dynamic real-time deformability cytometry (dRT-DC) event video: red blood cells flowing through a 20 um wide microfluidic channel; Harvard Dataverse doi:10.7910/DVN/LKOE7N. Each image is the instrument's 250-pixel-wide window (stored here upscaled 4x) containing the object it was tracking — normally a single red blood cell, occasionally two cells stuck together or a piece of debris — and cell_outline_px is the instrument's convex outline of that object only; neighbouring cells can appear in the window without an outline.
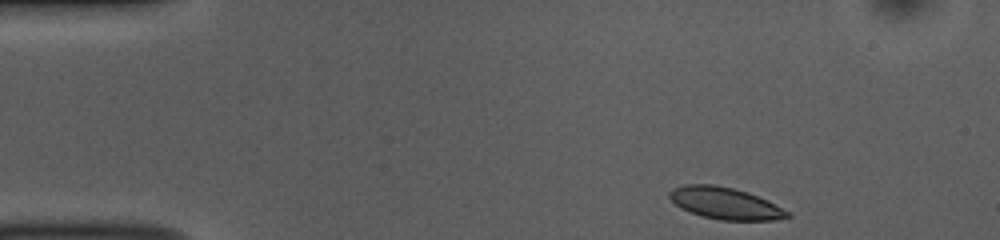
{"species": "common noctule bat (a hibernating species)", "species_latin": "Nyctalus noctula", "temperature_condition": "room temperature", "stored_images_in_passage": 47, "camera_frame_rate_fps": 3000, "um_per_image_px": 0.085, "animal": {"sex": "female", "body_mass_g": 10.0, "forearm_length_mm": 53.1}, "frame": {"image": 1, "passage_image": 1, "time_ms": 0.0, "image_size_px": [1000, 240], "cell_outline_px": [[792, 216], [772, 220], [720, 220], [700, 216], [680, 208], [668, 196], [668, 192], [672, 188], [684, 184], [712, 184], [732, 188], [748, 192], [768, 200], [788, 212]], "centroid_in_image_um": [61.59, 17.27], "position_along_channel_um": 23.4, "area_um2": 21.85}}
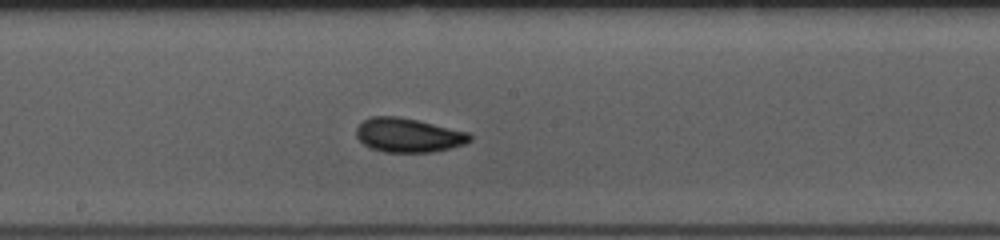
{"frame": {"image": 2, "passage_image": 22, "time_ms": 7.0, "image_size_px": [1000, 240], "cell_outline_px": [[472, 140], [464, 144], [452, 148], [432, 152], [384, 152], [372, 148], [364, 144], [356, 136], [356, 128], [364, 120], [372, 116], [396, 116], [416, 120], [468, 132], [472, 136]], "centroid_in_image_um": [34.72, 11.5], "position_along_channel_um": 213.5, "area_um2": 22.43}}
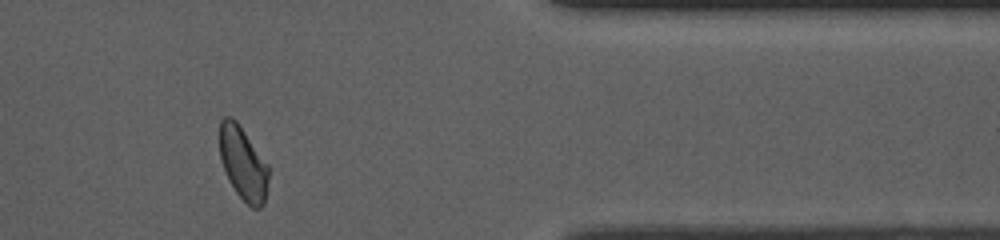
{"frame": {"image": 3, "passage_image": 38, "time_ms": 12.333, "image_size_px": [1000, 240], "cell_outline_px": [[268, 180], [264, 204], [260, 208], [252, 208], [236, 192], [228, 180], [220, 160], [220, 120], [224, 116], [232, 116], [236, 120], [268, 164]], "centroid_in_image_um": [20.65, 13.87], "position_along_channel_um": 390.7, "area_um2": 20.87}, "authors_computed_cell_mechanics": {"area_um2": 21.8484, "velocity_mm_per_s": 3.7423, "shape_relaxation_time_tau1_ms": 2.5162, "shape_relaxation_time_tau2_ms": 1.8913, "deformation_change_tau1": 0.101, "deformation_change_tau2": 0.052}}